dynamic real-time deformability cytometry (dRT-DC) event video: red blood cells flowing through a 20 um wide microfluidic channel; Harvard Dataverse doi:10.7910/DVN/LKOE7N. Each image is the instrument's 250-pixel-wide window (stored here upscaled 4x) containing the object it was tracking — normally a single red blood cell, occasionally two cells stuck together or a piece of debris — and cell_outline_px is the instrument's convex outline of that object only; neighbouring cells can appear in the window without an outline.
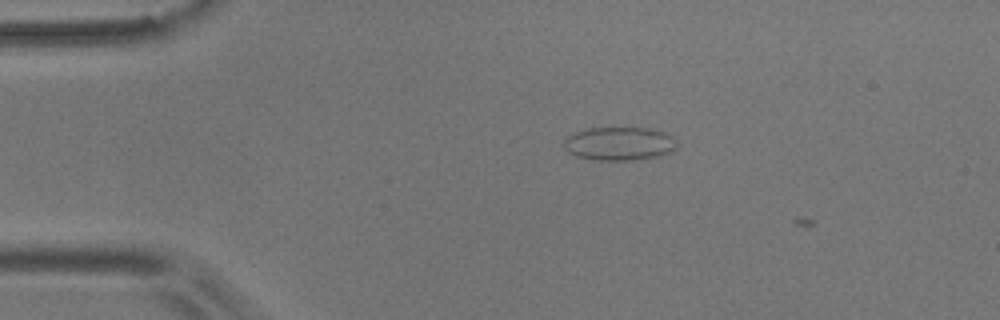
{"species": "common noctule bat (a hibernating species)", "species_latin": "Nyctalus noctula", "temperature_condition": "room temperature", "stored_images_in_passage": 3, "camera_frame_rate_fps": 3000, "um_per_image_px": 0.085, "animal": {"sex": "male", "body_mass_g": 17.9}, "frame": {"image": 1, "passage_image": 2, "time_ms": 0.333, "image_size_px": [1000, 320], "cell_outline_px": [[676, 148], [672, 152], [660, 156], [632, 160], [596, 160], [576, 156], [568, 152], [564, 148], [564, 140], [568, 136], [576, 132], [588, 128], [648, 128], [664, 132], [672, 136], [676, 144]], "centroid_in_image_um": [52.64, 12.22], "position_along_channel_um": 32.4, "area_um2": 22.02}}